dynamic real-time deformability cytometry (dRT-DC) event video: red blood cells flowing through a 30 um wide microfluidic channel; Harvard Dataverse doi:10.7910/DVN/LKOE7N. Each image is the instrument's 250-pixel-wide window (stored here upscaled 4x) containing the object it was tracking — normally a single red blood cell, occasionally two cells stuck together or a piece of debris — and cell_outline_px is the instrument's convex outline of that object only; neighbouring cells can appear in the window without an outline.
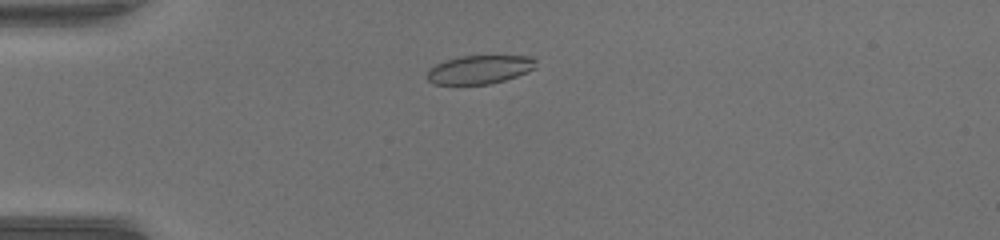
{"species": "common noctule bat (a hibernating species)", "species_latin": "Nyctalus noctula", "temperature_condition": "warm", "stored_images_in_passage": 46, "camera_frame_rate_fps": 3000, "um_per_image_px": 0.085, "animal": {"sex": "female", "body_mass_g": 17.0, "forearm_length_mm": 48.0}, "frame": {"image": 1, "passage_image": 9, "time_ms": 2.667, "image_size_px": [1000, 240], "cell_outline_px": [[536, 68], [516, 76], [504, 80], [488, 84], [432, 84], [428, 80], [428, 68], [444, 60], [460, 56], [536, 56]], "centroid_in_image_um": [40.77, 5.9], "position_along_channel_um": 44.2, "area_um2": 18.15}}
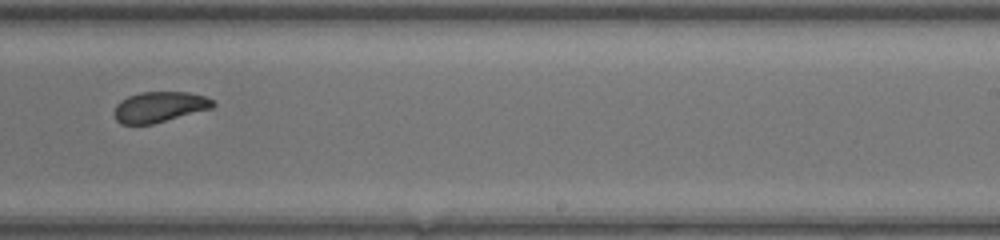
{"frame": {"image": 2, "passage_image": 28, "time_ms": 9.0, "image_size_px": [1000, 240], "cell_outline_px": [[216, 104], [212, 108], [152, 124], [120, 124], [116, 120], [112, 112], [116, 104], [120, 100], [128, 96], [140, 92], [188, 92], [204, 96], [212, 100]], "centroid_in_image_um": [13.5, 9.09], "position_along_channel_um": 275.5, "area_um2": 17.63}}
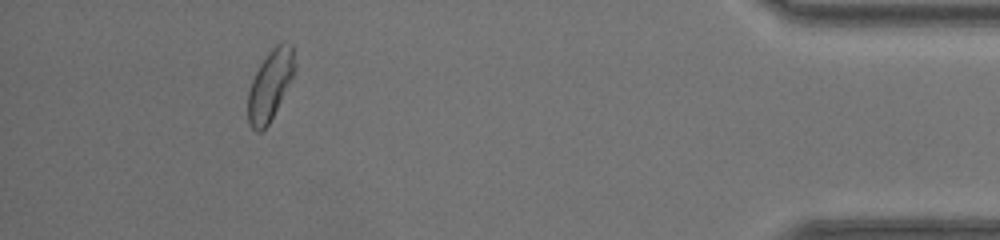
{"frame": {"image": 3, "passage_image": 42, "time_ms": 13.667, "image_size_px": [1000, 240], "cell_outline_px": [[296, 64], [292, 76], [268, 124], [260, 132], [256, 132], [248, 124], [248, 92], [252, 80], [260, 64], [272, 48], [276, 44], [292, 44]], "centroid_in_image_um": [22.94, 7.23], "position_along_channel_um": 412.3, "area_um2": 18.5}, "authors_computed_cell_mechanics": {"area_um2": 18.7561, "velocity_mm_per_s": 4.1401, "shape_relaxation_time_tau1_ms": 5.6757, "shape_relaxation_time_tau2_ms": 1.0756, "deformation_change_tau1": 0.1334, "deformation_change_tau2": 0.0536}}